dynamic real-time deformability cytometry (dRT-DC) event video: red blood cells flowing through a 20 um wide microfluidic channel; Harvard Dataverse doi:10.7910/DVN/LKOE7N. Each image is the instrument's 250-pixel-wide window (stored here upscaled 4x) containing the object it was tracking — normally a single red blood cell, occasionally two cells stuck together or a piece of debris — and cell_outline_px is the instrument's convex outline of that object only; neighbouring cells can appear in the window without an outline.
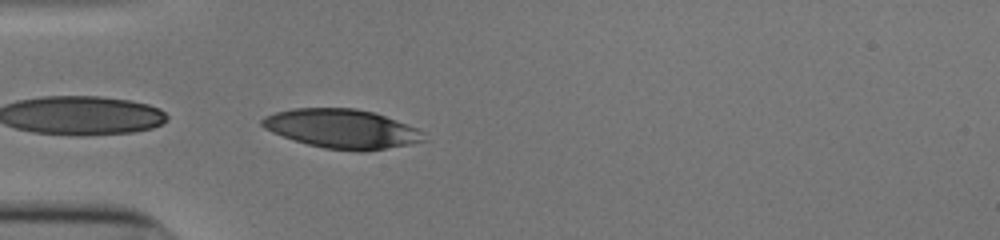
{"species": "human", "species_latin": "Homo sapiens", "temperature_condition": "cold", "stored_images_in_passage": 37, "camera_frame_rate_fps": 3000, "um_per_image_px": 0.085, "donor": {"sex": "male"}, "frame": {"image": 1, "passage_image": 1, "time_ms": 0.0, "image_size_px": [1000, 240], "cell_outline_px": [[428, 140], [408, 144], [364, 152], [360, 152], [324, 148], [308, 144], [272, 132], [264, 128], [260, 124], [260, 120], [264, 116], [276, 112], [292, 108], [356, 108], [376, 112], [416, 128], [424, 132]], "centroid_in_image_um": [29.08, 10.94], "position_along_channel_um": 55.9, "area_um2": 36.93}}
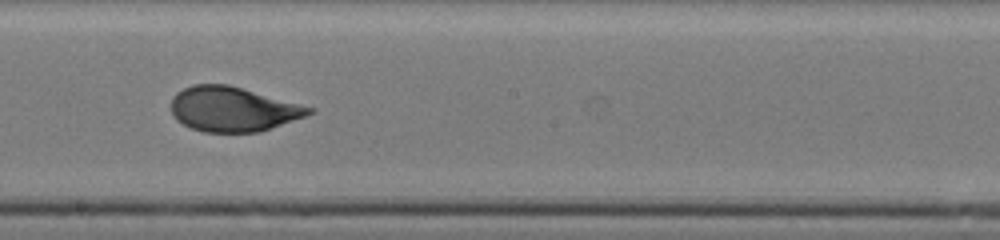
{"frame": {"image": 2, "passage_image": 15, "time_ms": 4.667, "image_size_px": [1000, 240], "cell_outline_px": [[316, 112], [308, 116], [260, 132], [204, 132], [192, 128], [176, 120], [172, 112], [172, 96], [176, 92], [192, 84], [228, 84], [316, 108]], "centroid_in_image_um": [19.84, 9.28], "position_along_channel_um": 228.4, "area_um2": 36.18}}
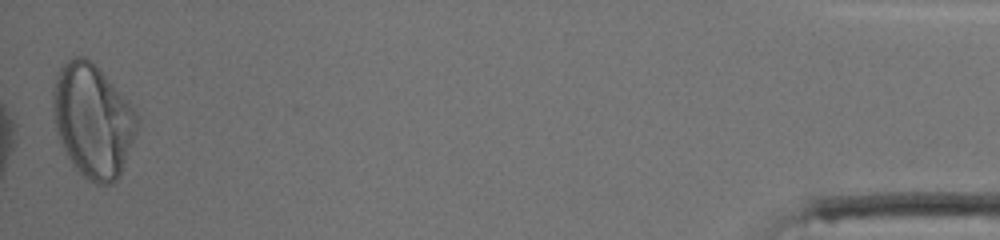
{"frame": {"image": 3, "passage_image": 37, "time_ms": 12.0, "image_size_px": [1000, 240], "cell_outline_px": [[140, 120], [136, 132], [120, 176], [112, 184], [96, 184], [88, 180], [76, 168], [68, 156], [56, 132], [52, 108], [52, 92], [56, 76], [60, 68], [68, 60], [76, 56], [84, 56], [92, 60], [100, 68], [128, 100], [136, 112]], "centroid_in_image_um": [7.89, 10.22], "position_along_channel_um": 427.3, "area_um2": 55.72}, "authors_computed_cell_mechanics": {"area_um2": 36.9342, "velocity_mm_per_s": 3.8766, "shape_relaxation_time_tau1_ms": 5.3046, "shape_relaxation_time_tau2_ms": null, "deformation_change_tau1": 0.1842, "deformation_change_tau2": null}}